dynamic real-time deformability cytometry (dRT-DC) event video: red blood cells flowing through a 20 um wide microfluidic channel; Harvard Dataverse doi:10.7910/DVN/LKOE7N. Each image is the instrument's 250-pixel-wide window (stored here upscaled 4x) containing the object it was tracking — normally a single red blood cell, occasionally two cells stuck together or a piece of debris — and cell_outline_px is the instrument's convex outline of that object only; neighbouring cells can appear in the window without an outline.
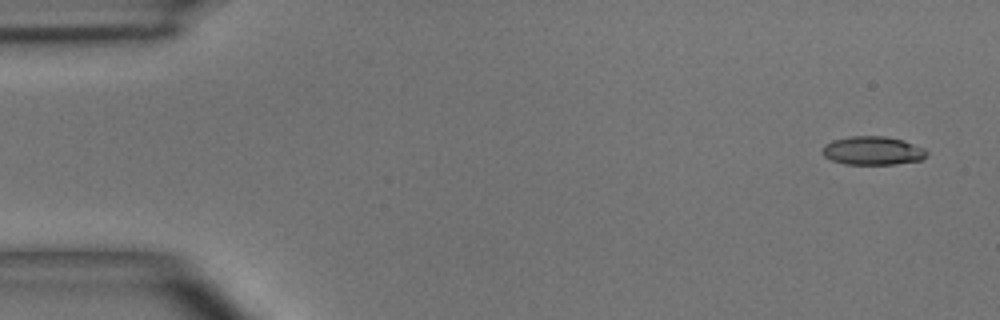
{"species": "common noctule bat (a hibernating species)", "species_latin": "Nyctalus noctula", "temperature_condition": "room temperature", "stored_images_in_passage": 5, "segment_of_instrument_passage": [2, 2], "camera_frame_rate_fps": 3000, "um_per_image_px": 0.085, "animal": {"sex": "male", "body_mass_g": 15.6}, "frame": {"image": 1, "passage_image": 5, "time_ms": 4.667, "image_size_px": [1000, 320], "cell_outline_px": [[928, 152], [920, 160], [896, 164], [844, 164], [832, 160], [824, 156], [820, 152], [824, 144], [832, 140], [848, 136], [884, 136], [900, 140], [924, 148]], "centroid_in_image_um": [74.11, 12.8], "position_along_channel_um": 10.9, "area_um2": 17.28}}